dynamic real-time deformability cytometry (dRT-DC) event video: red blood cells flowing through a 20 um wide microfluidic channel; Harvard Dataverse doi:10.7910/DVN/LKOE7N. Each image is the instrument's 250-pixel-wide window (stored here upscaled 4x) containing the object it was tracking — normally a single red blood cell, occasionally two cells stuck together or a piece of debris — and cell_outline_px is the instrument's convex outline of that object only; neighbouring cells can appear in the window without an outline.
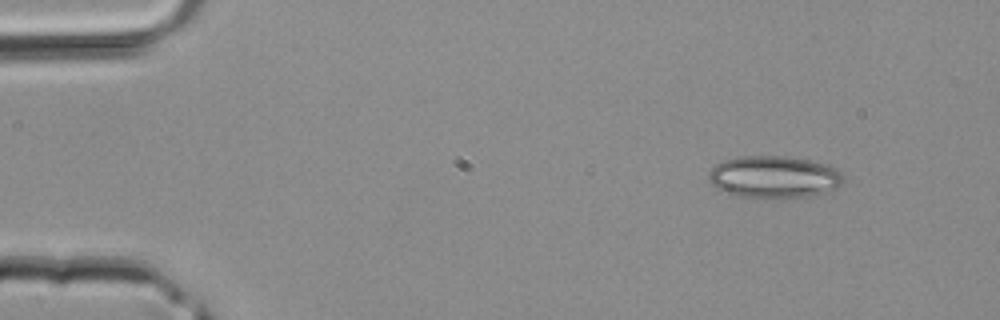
{"species": "common noctule bat (a hibernating species)", "species_latin": "Nyctalus noctula", "temperature_condition": "room temperature", "stored_images_in_passage": 39, "camera_frame_rate_fps": 3000, "um_per_image_px": 0.085, "animal": {"sex": "male", "body_mass_g": 20.4}, "frame": {"image": 1, "passage_image": 4, "time_ms": 1.0, "image_size_px": [1000, 320], "cell_outline_px": [[844, 176], [840, 184], [836, 188], [824, 192], [808, 196], [740, 196], [716, 188], [708, 180], [708, 172], [716, 164], [724, 160], [740, 156], [784, 156], [808, 160], [832, 168], [840, 172]], "centroid_in_image_um": [65.73, 15.01], "position_along_channel_um": 19.3, "area_um2": 32.08}}
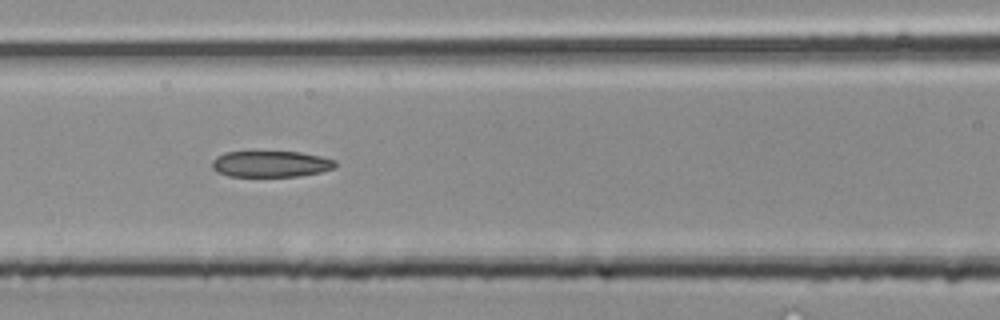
{"frame": {"image": 2, "passage_image": 17, "time_ms": 5.333, "image_size_px": [1000, 320], "cell_outline_px": [[336, 164], [332, 168], [320, 172], [300, 176], [228, 176], [216, 172], [212, 168], [212, 160], [216, 156], [224, 152], [300, 152], [320, 156], [336, 160]], "centroid_in_image_um": [22.98, 13.94], "position_along_channel_um": 143.6, "area_um2": 18.79}}
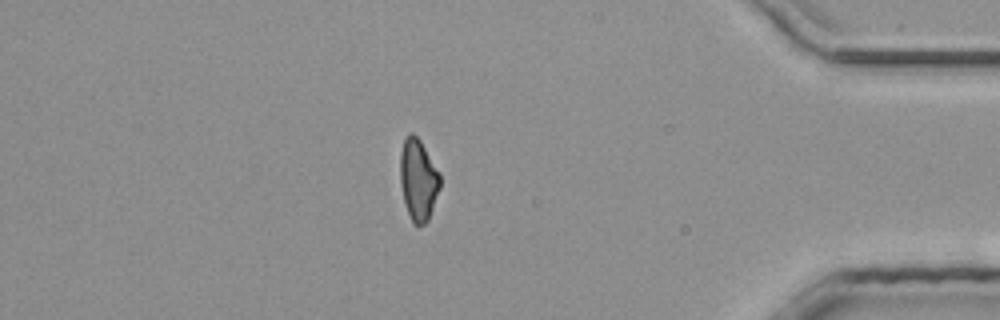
{"frame": {"image": 3, "passage_image": 34, "time_ms": 11.0, "image_size_px": [1000, 320], "cell_outline_px": [[440, 188], [428, 220], [424, 224], [416, 228], [412, 224], [404, 204], [400, 184], [400, 152], [404, 140], [408, 132], [412, 132], [420, 140], [440, 172]], "centroid_in_image_um": [35.54, 15.31], "position_along_channel_um": 399.7, "area_um2": 19.31}}